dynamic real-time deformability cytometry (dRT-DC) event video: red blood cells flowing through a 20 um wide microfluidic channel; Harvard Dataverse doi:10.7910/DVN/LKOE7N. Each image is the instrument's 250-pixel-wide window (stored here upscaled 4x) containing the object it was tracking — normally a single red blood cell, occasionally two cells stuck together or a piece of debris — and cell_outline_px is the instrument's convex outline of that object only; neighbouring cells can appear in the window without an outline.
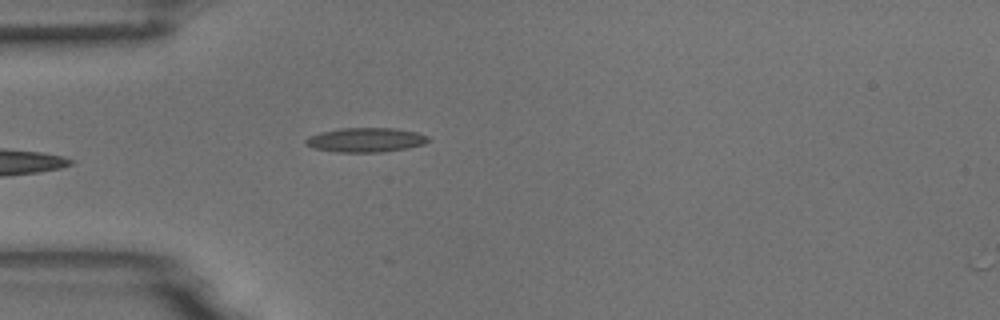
{"species": "common noctule bat (a hibernating species)", "species_latin": "Nyctalus noctula", "temperature_condition": "room temperature", "stored_images_in_passage": 2, "camera_frame_rate_fps": 3000, "um_per_image_px": 0.085, "animal": {"sex": "male", "body_mass_g": 18.8}, "frame": {"image": 1, "passage_image": 1, "time_ms": 0.0, "image_size_px": [1000, 320], "cell_outline_px": [[432, 140], [424, 144], [408, 148], [380, 152], [336, 152], [312, 148], [304, 144], [304, 140], [308, 136], [320, 132], [340, 128], [396, 128], [416, 132], [428, 136]], "centroid_in_image_um": [31.07, 11.89], "position_along_channel_um": 53.9, "area_um2": 17.63}}